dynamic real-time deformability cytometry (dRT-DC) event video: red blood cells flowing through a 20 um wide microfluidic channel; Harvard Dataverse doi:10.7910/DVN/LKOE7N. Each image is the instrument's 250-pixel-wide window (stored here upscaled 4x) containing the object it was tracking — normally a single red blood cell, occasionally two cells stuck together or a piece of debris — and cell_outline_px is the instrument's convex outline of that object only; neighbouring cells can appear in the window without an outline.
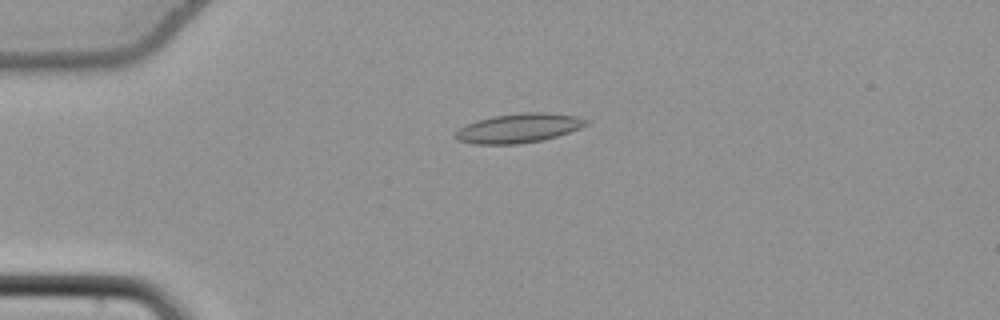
{"species": "common noctule bat (a hibernating species)", "species_latin": "Nyctalus noctula", "temperature_condition": "cold", "stored_images_in_passage": 54, "camera_frame_rate_fps": 3000, "um_per_image_px": 0.085, "animal": {"sex": "female", "body_mass_g": 22.7, "forearm_length_mm": 54.2}, "frame": {"image": 1, "passage_image": 14, "time_ms": 4.333, "image_size_px": [1000, 320], "cell_outline_px": [[592, 120], [588, 124], [580, 128], [544, 140], [520, 144], [472, 144], [456, 140], [456, 132], [460, 128], [476, 120], [492, 116], [520, 112], [548, 112], [576, 116]], "centroid_in_image_um": [44.12, 10.88], "position_along_channel_um": 40.9, "area_um2": 22.48}}
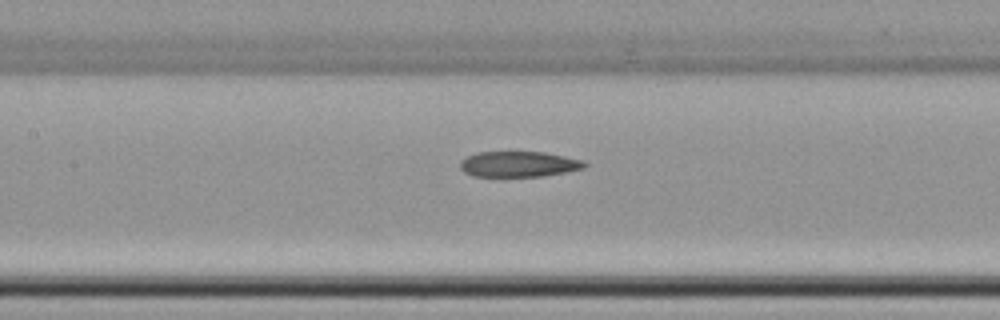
{"frame": {"image": 2, "passage_image": 26, "time_ms": 8.333, "image_size_px": [1000, 320], "cell_outline_px": [[588, 164], [584, 168], [544, 176], [472, 176], [464, 172], [460, 168], [460, 160], [476, 152], [544, 152], [584, 160]], "centroid_in_image_um": [44.09, 13.95], "position_along_channel_um": 163.3, "area_um2": 18.55}}
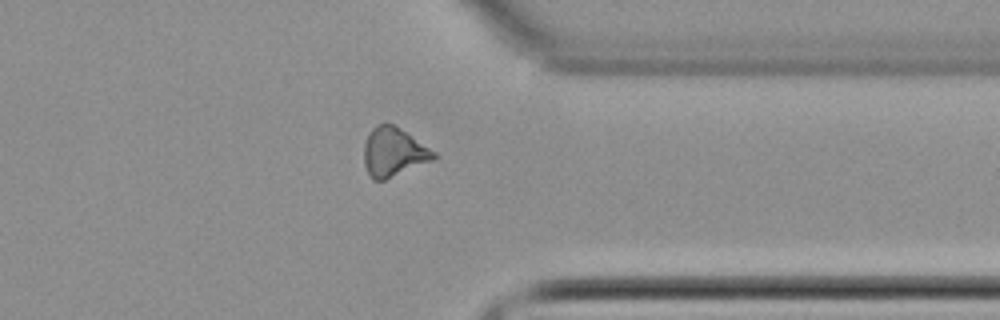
{"frame": {"image": 3, "passage_image": 43, "time_ms": 14.0, "image_size_px": [1000, 320], "cell_outline_px": [[436, 160], [384, 180], [372, 180], [368, 176], [364, 164], [364, 144], [372, 128], [380, 124], [392, 124], [400, 128], [436, 152]], "centroid_in_image_um": [33.46, 12.96], "position_along_channel_um": 377.9, "area_um2": 19.94}}